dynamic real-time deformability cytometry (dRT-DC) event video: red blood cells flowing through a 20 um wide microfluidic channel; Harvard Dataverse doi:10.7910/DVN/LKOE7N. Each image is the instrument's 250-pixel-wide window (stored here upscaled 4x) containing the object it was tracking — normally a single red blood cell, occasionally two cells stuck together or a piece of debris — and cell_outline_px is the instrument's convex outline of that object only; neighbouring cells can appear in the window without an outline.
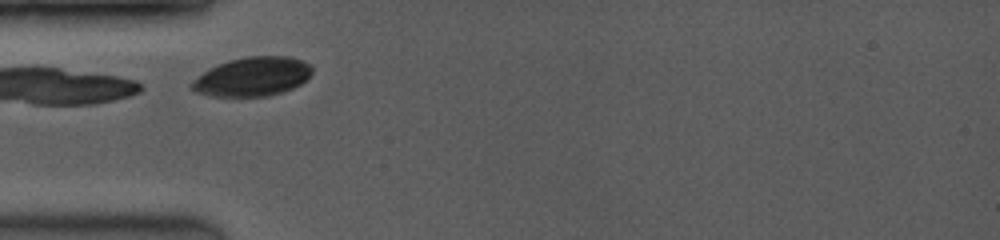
{"species": "common noctule bat (a hibernating species)", "species_latin": "Nyctalus noctula", "temperature_condition": "room temperature", "stored_images_in_passage": 19, "camera_frame_rate_fps": 3500, "um_per_image_px": 0.085, "animal": {"sex": "female", "body_mass_g": 19.0, "forearm_length_mm": 53.3}, "frame": {"image": 1, "passage_image": 1, "time_ms": 0.0, "image_size_px": [1000, 240], "cell_outline_px": [[312, 72], [300, 84], [284, 92], [268, 96], [212, 96], [196, 92], [192, 88], [192, 84], [204, 72], [228, 60], [248, 56], [288, 56], [304, 60], [312, 64]], "centroid_in_image_um": [21.54, 6.51], "position_along_channel_um": 63.5, "area_um2": 27.05}}